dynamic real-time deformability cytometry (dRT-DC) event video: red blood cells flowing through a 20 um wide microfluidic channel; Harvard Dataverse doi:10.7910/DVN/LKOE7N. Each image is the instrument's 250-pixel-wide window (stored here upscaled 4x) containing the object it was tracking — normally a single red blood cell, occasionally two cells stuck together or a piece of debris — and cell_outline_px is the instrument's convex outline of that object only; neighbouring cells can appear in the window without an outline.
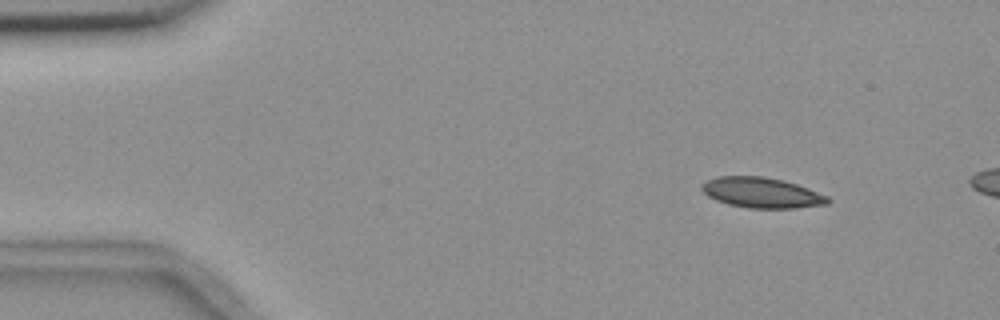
{"species": "common noctule bat (a hibernating species)", "species_latin": "Nyctalus noctula", "temperature_condition": "room temperature", "stored_images_in_passage": 3, "camera_frame_rate_fps": 3000, "um_per_image_px": 0.085, "animal": {"sex": "female", "body_mass_g": 18.4}, "frame": {"image": 1, "passage_image": 1, "time_ms": 0.0, "image_size_px": [1000, 320], "cell_outline_px": [[832, 200], [828, 204], [796, 208], [748, 208], [728, 204], [716, 200], [708, 196], [700, 188], [700, 184], [708, 180], [720, 176], [764, 176], [784, 180], [808, 188], [828, 196]], "centroid_in_image_um": [64.76, 16.38], "position_along_channel_um": 20.2, "area_um2": 22.43}}